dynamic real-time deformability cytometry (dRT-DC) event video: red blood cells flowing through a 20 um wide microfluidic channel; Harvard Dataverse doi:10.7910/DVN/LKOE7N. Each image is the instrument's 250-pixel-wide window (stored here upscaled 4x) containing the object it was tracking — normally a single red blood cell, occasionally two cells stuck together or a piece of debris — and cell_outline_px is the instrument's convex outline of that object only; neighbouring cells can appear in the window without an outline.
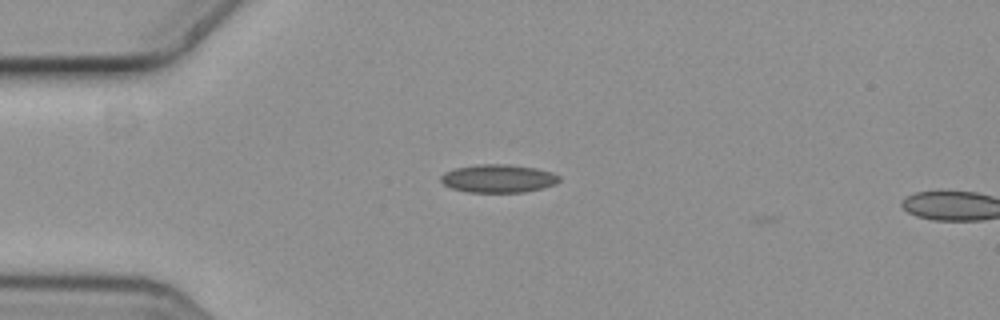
{"species": "common noctule bat (a hibernating species)", "species_latin": "Nyctalus noctula", "temperature_condition": "cold", "stored_images_in_passage": 2, "camera_frame_rate_fps": 3000, "um_per_image_px": 0.085, "animal": {"sex": "female", "body_mass_g": 19.3, "forearm_length_mm": 54.1}, "frame": {"image": 1, "passage_image": 1, "time_ms": 0.0, "image_size_px": [1000, 320], "cell_outline_px": [[560, 180], [556, 184], [524, 192], [468, 192], [452, 188], [444, 184], [440, 180], [440, 176], [444, 172], [456, 168], [476, 164], [512, 164], [536, 168], [552, 172], [560, 176]], "centroid_in_image_um": [42.35, 15.16], "position_along_channel_um": 42.6, "area_um2": 19.48}}